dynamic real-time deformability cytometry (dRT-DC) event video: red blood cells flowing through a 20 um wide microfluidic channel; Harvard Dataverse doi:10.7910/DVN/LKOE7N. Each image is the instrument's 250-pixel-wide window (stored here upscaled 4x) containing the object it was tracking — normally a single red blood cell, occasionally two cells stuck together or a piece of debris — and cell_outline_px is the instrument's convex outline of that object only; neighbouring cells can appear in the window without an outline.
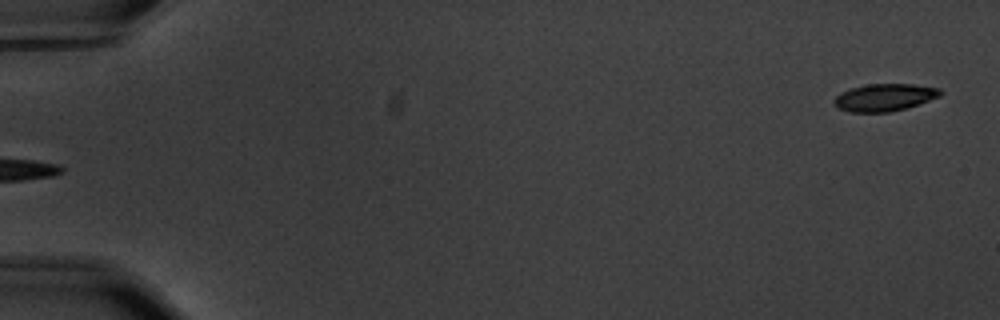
{"species": "common noctule bat (a hibernating species)", "species_latin": "Nyctalus noctula", "temperature_condition": "warm", "stored_images_in_passage": 57, "camera_frame_rate_fps": 3000, "um_per_image_px": 0.085, "animal": {"sex": "male", "body_mass_g": 20.1, "forearm_length_mm": 53.5}, "frame": {"image": 1, "passage_image": 1, "time_ms": 0.0, "image_size_px": [1000, 320], "cell_outline_px": [[944, 92], [940, 96], [892, 112], [852, 112], [836, 108], [832, 104], [832, 100], [840, 92], [852, 88], [868, 84], [912, 84], [940, 88]], "centroid_in_image_um": [75.13, 8.28], "position_along_channel_um": 9.9, "area_um2": 16.94}}
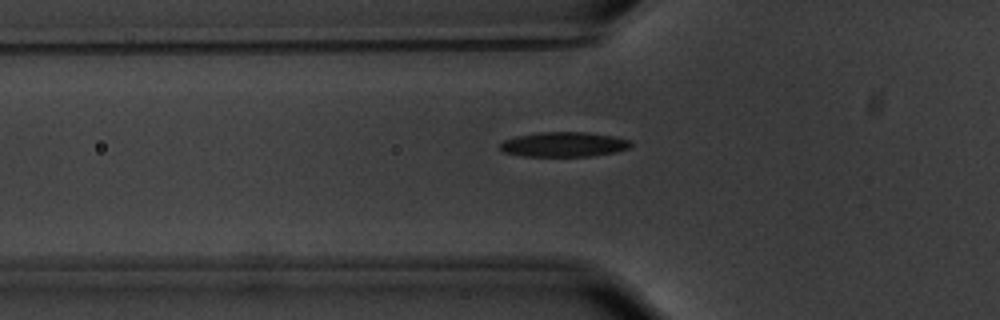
{"frame": {"image": 2, "passage_image": 20, "time_ms": 6.333, "image_size_px": [1000, 320], "cell_outline_px": [[632, 144], [628, 148], [616, 152], [592, 156], [524, 156], [504, 152], [500, 148], [500, 144], [504, 140], [516, 136], [540, 132], [588, 132], [616, 136], [632, 140]], "centroid_in_image_um": [47.98, 12.27], "position_along_channel_um": 77.8, "area_um2": 19.02}}
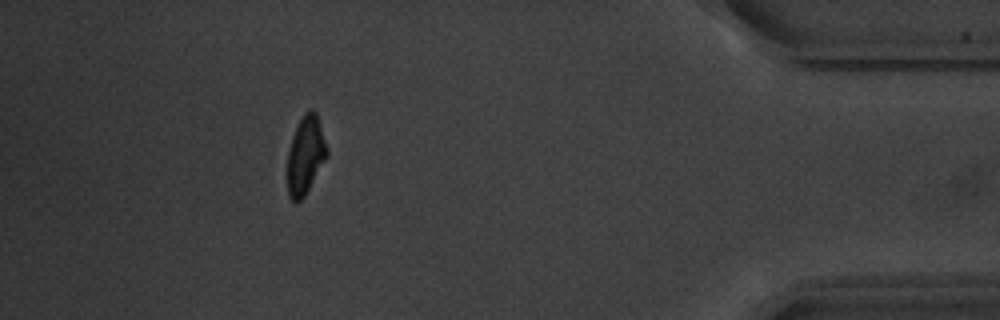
{"frame": {"image": 3, "passage_image": 52, "time_ms": 17.0, "image_size_px": [1000, 320], "cell_outline_px": [[328, 156], [304, 196], [296, 204], [288, 196], [288, 152], [292, 136], [304, 112], [308, 108], [312, 108], [316, 112], [328, 148]], "centroid_in_image_um": [25.98, 13.17], "position_along_channel_um": 409.2, "area_um2": 17.98}, "authors_computed_cell_mechanics": {"area_um2": 18.6116, "velocity_mm_per_s": 3.5339, "shape_relaxation_time_tau1_ms": 3.6206, "shape_relaxation_time_tau2_ms": 3.1168, "deformation_change_tau1": 0.1464, "deformation_change_tau2": 0.0974}}